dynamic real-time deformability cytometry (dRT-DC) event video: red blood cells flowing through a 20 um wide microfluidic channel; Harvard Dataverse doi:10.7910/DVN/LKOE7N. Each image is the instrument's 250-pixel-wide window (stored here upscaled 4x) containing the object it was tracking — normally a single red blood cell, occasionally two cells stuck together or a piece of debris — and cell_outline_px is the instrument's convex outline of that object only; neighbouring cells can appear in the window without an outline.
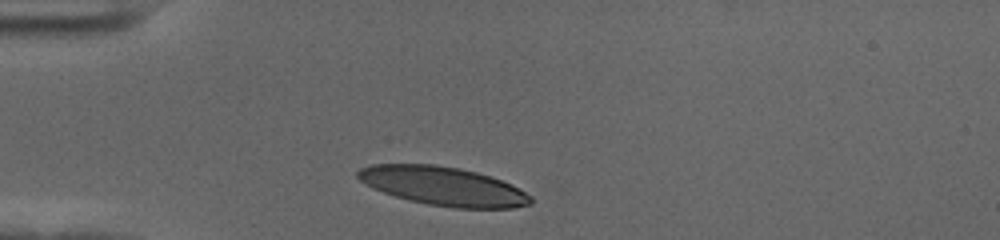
{"species": "human", "species_latin": "Homo sapiens", "temperature_condition": "cold", "stored_images_in_passage": 32, "camera_frame_rate_fps": 3000, "um_per_image_px": 0.085, "donor": {"sex": "female"}, "frame": {"image": 1, "passage_image": 1, "time_ms": 0.0, "image_size_px": [1000, 240], "cell_outline_px": [[532, 204], [512, 208], [452, 208], [428, 204], [408, 200], [372, 188], [360, 180], [356, 176], [356, 172], [360, 168], [372, 164], [436, 164], [460, 168], [476, 172], [512, 184], [532, 196]], "centroid_in_image_um": [37.67, 15.82], "position_along_channel_um": 47.3, "area_um2": 39.07}}
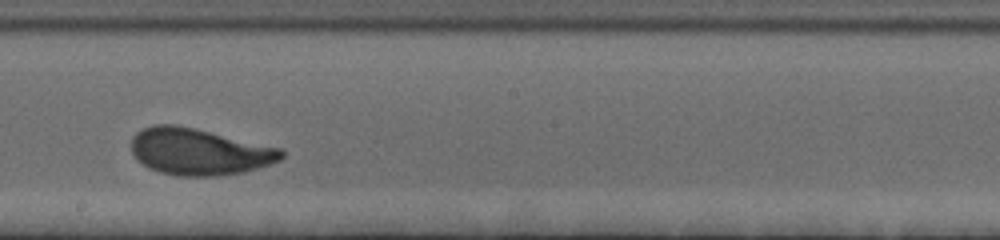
{"frame": {"image": 2, "passage_image": 18, "time_ms": 5.667, "image_size_px": [1000, 240], "cell_outline_px": [[284, 156], [280, 160], [244, 172], [220, 176], [180, 176], [160, 172], [148, 168], [132, 152], [132, 136], [136, 132], [152, 124], [176, 124], [280, 148], [284, 152]], "centroid_in_image_um": [16.9, 12.89], "position_along_channel_um": 231.3, "area_um2": 40.46}}
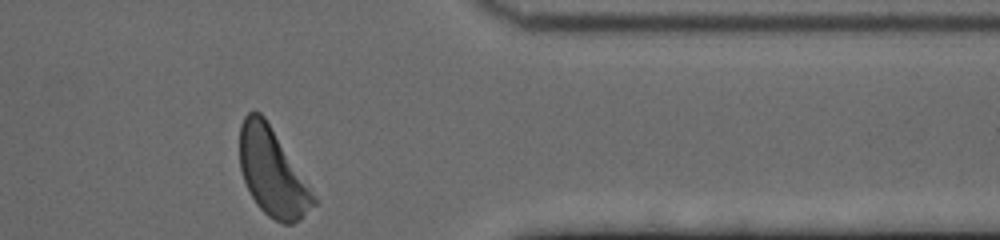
{"frame": {"image": 3, "passage_image": 32, "time_ms": 10.333, "image_size_px": [1000, 240], "cell_outline_px": [[316, 204], [300, 220], [292, 224], [284, 224], [268, 216], [256, 204], [244, 180], [240, 168], [240, 124], [244, 116], [248, 112], [260, 112], [264, 116], [312, 188], [316, 200]], "centroid_in_image_um": [23.17, 14.66], "position_along_channel_um": 388.2, "area_um2": 37.51}, "authors_computed_cell_mechanics": {"area_um2": 39.5352, "velocity_mm_per_s": 3.6352, "shape_relaxation_time_tau1_ms": 2.8727, "shape_relaxation_time_tau2_ms": 0.9253, "deformation_change_tau1": 0.1461, "deformation_change_tau2": 0.0768}}